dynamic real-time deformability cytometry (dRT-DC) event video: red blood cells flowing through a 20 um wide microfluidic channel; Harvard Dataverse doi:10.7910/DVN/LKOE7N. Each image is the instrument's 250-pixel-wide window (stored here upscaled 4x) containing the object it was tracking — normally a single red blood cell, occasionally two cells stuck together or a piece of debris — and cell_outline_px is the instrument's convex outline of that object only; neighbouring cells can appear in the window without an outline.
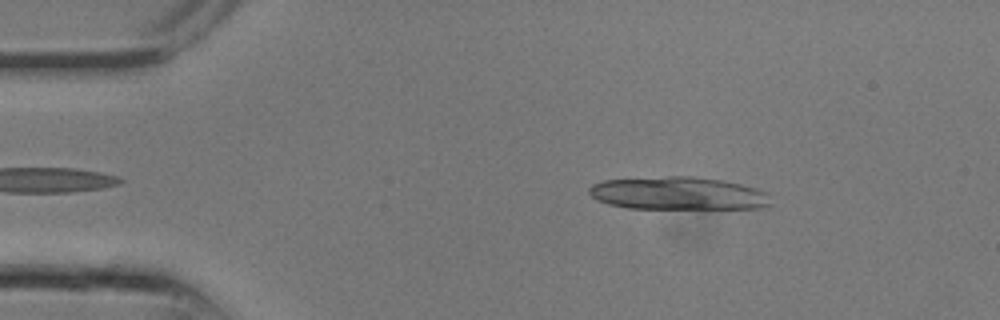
{"species": "common noctule bat (a hibernating species)", "species_latin": "Nyctalus noctula", "temperature_condition": "room temperature", "stored_images_in_passage": 24, "camera_frame_rate_fps": 3000, "um_per_image_px": 0.085, "animal": {"sex": "male", "body_mass_g": 13.3}, "frame": {"image": 1, "passage_image": 3, "time_ms": 0.667, "image_size_px": [1000, 320], "cell_outline_px": [[772, 204], [760, 208], [628, 208], [608, 204], [596, 200], [588, 192], [588, 188], [592, 184], [604, 180], [668, 176], [692, 176], [724, 180], [756, 188], [768, 192]], "centroid_in_image_um": [57.65, 16.43], "position_along_channel_um": 27.4, "area_um2": 34.97}}
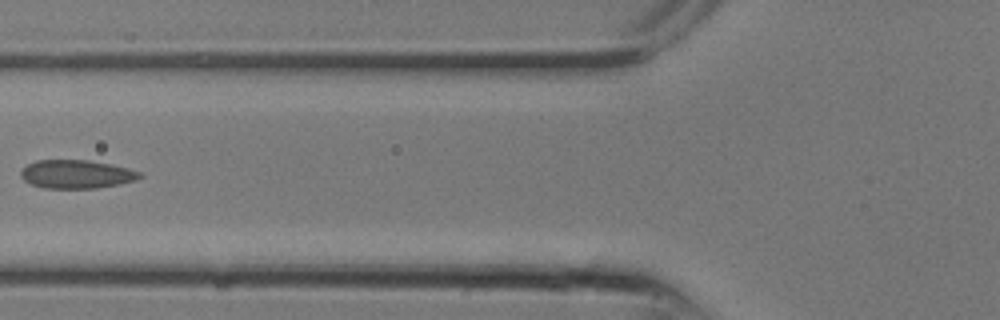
{"frame": {"image": 2, "passage_image": 9, "time_ms": 2.667, "image_size_px": [1000, 320], "cell_outline_px": [[144, 176], [136, 180], [96, 188], [44, 188], [32, 184], [24, 180], [20, 176], [20, 168], [36, 160], [88, 160], [128, 168], [140, 172]], "centroid_in_image_um": [6.46, 14.8], "position_along_channel_um": 119.3, "area_um2": 19.65}}
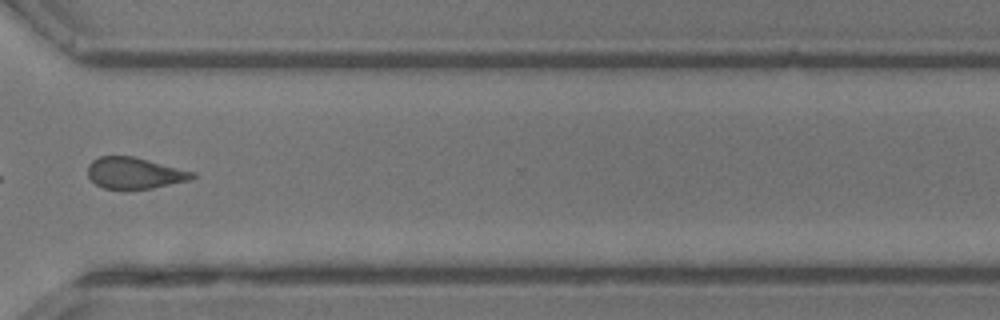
{"frame": {"image": 3, "passage_image": 18, "time_ms": 5.667, "image_size_px": [1000, 320], "cell_outline_px": [[196, 176], [188, 180], [152, 188], [104, 188], [96, 184], [88, 176], [88, 164], [92, 160], [100, 156], [132, 156], [196, 172]], "centroid_in_image_um": [11.43, 14.69], "position_along_channel_um": 359.2, "area_um2": 18.79}}